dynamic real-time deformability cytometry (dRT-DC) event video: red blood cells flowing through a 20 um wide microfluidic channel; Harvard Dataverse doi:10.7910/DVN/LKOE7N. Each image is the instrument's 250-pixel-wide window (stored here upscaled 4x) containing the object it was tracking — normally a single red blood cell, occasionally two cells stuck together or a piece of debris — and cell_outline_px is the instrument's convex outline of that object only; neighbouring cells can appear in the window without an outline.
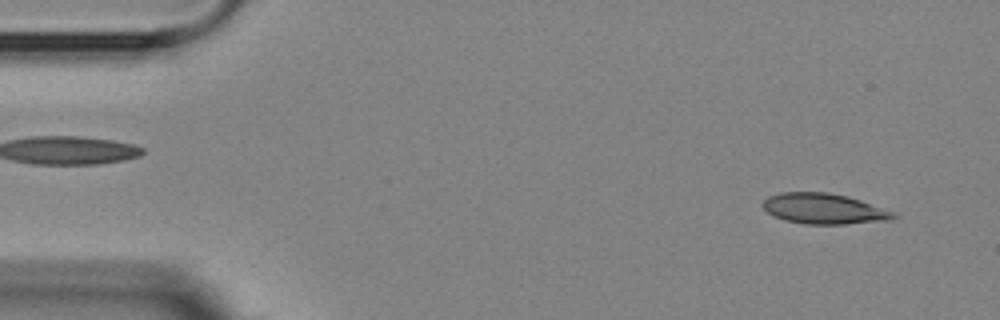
{"species": "Egyptian fruit bat (a non-hibernating species)", "species_latin": "Rousettus aegyptiacus", "temperature_condition": "room temperature", "stored_images_in_passage": 35, "camera_frame_rate_fps": 3000, "um_per_image_px": 0.085, "animal": {"sex": "female"}, "frame": {"image": 1, "passage_image": 2, "time_ms": 0.333, "image_size_px": [1000, 320], "cell_outline_px": [[900, 216], [892, 220], [844, 224], [804, 224], [784, 220], [772, 216], [760, 204], [768, 196], [780, 192], [828, 192], [848, 196], [860, 200], [892, 212]], "centroid_in_image_um": [69.99, 17.74], "position_along_channel_um": 15.0, "area_um2": 23.35}}
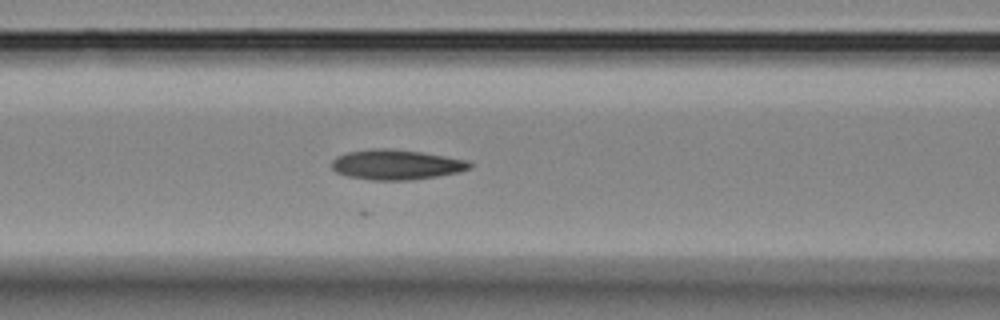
{"frame": {"image": 2, "passage_image": 20, "time_ms": 6.333, "image_size_px": [1000, 320], "cell_outline_px": [[472, 168], [460, 172], [412, 180], [372, 180], [348, 176], [336, 172], [332, 168], [332, 160], [336, 156], [348, 152], [372, 148], [388, 148], [420, 152], [468, 160], [472, 164]], "centroid_in_image_um": [33.68, 13.99], "position_along_channel_um": 132.9, "area_um2": 24.16}}
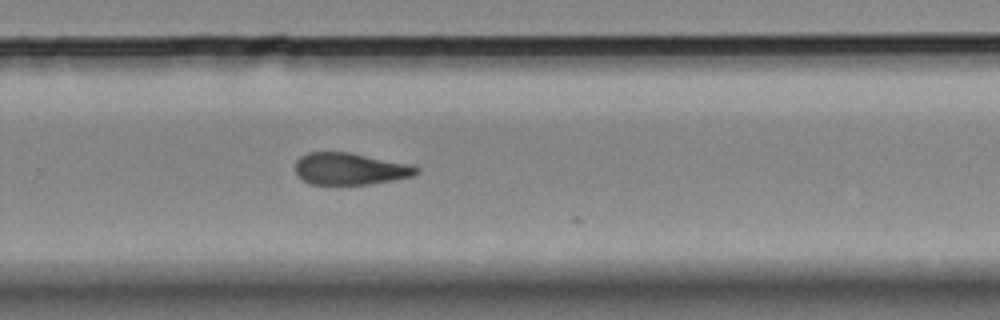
{"frame": {"image": 3, "passage_image": 34, "time_ms": 11.0, "image_size_px": [1000, 320], "cell_outline_px": [[420, 172], [412, 176], [392, 180], [368, 184], [312, 184], [304, 180], [296, 172], [296, 160], [300, 156], [308, 152], [348, 152], [416, 164], [420, 168]], "centroid_in_image_um": [29.83, 14.33], "position_along_channel_um": 300.0, "area_um2": 22.66}}